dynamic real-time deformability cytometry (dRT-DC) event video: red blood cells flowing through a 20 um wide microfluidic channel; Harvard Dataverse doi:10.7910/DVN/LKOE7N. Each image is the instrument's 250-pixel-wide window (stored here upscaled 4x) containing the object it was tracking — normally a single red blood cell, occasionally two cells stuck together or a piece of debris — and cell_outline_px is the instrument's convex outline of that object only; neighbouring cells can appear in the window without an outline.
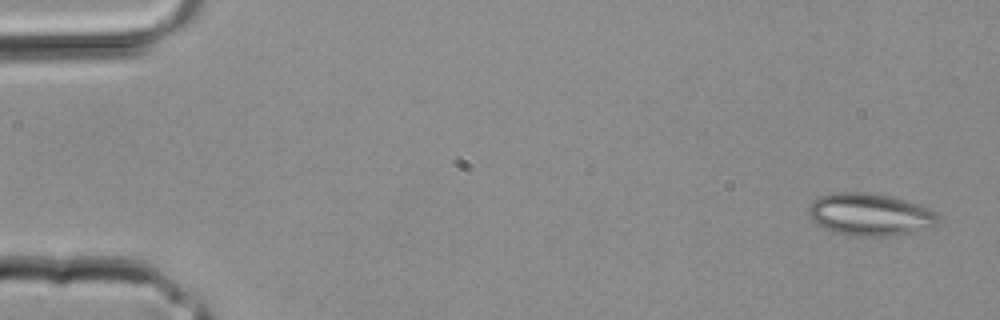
{"species": "common noctule bat (a hibernating species)", "species_latin": "Nyctalus noctula", "temperature_condition": "room temperature", "stored_images_in_passage": 4, "camera_frame_rate_fps": 3000, "um_per_image_px": 0.085, "animal": {"sex": "male", "body_mass_g": 20.4}, "frame": {"image": 1, "passage_image": 4, "time_ms": 1.0, "image_size_px": [1000, 320], "cell_outline_px": [[940, 224], [932, 228], [912, 232], [888, 236], [860, 236], [836, 232], [816, 224], [812, 220], [808, 212], [808, 208], [812, 200], [820, 196], [832, 192], [868, 192], [888, 196], [920, 204], [936, 212], [940, 216]], "centroid_in_image_um": [73.99, 18.22], "position_along_channel_um": 11.0, "area_um2": 32.19}}